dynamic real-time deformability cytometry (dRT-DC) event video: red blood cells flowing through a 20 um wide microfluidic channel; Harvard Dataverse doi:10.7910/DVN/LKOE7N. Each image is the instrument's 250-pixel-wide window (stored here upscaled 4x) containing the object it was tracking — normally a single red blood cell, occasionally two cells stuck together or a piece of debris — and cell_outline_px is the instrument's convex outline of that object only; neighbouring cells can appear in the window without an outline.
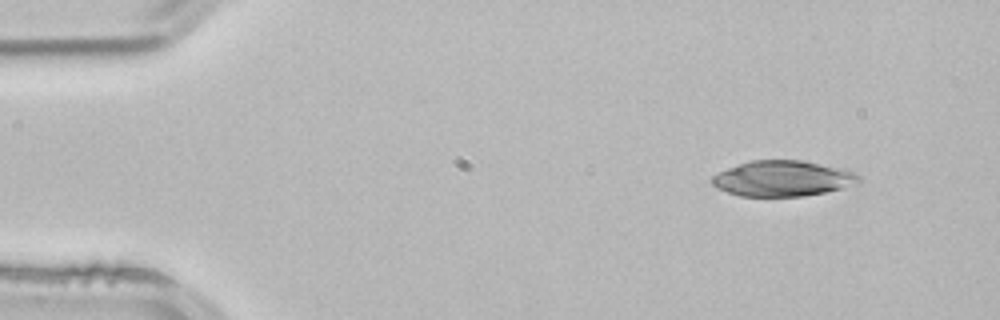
{"species": "common noctule bat (a hibernating species)", "species_latin": "Nyctalus noctula", "temperature_condition": "room temperature", "stored_images_in_passage": 47, "camera_frame_rate_fps": 3000, "um_per_image_px": 0.085, "animal": {"sex": "male", "body_mass_g": 21.5, "forearm_length_mm": 52.0}, "frame": {"image": 1, "passage_image": 1, "time_ms": 0.0, "image_size_px": [1000, 320], "cell_outline_px": [[860, 180], [840, 188], [824, 192], [804, 196], [740, 196], [716, 188], [712, 184], [712, 176], [728, 168], [752, 160], [800, 160], [844, 168], [860, 176]], "centroid_in_image_um": [66.5, 15.17], "position_along_channel_um": 18.5, "area_um2": 30.06}}